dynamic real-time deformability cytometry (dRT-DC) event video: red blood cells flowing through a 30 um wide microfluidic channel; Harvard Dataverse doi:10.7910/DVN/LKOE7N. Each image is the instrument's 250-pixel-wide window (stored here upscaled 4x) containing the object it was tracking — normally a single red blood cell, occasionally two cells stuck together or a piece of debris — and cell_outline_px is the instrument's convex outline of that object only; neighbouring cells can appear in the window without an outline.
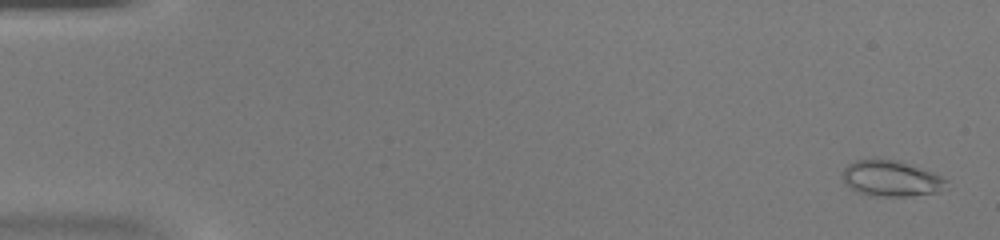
{"species": "common noctule bat (a hibernating species)", "species_latin": "Nyctalus noctula", "temperature_condition": "warm", "stored_images_in_passage": 47, "camera_frame_rate_fps": 3000, "um_per_image_px": 0.085, "animal": {"sex": "female", "body_mass_g": 20.0, "forearm_length_mm": 54.0}, "frame": {"image": 1, "passage_image": 2, "time_ms": 0.333, "image_size_px": [1000, 240], "cell_outline_px": [[948, 180], [940, 192], [908, 196], [876, 196], [860, 192], [844, 184], [844, 168], [848, 164], [856, 160], [880, 156], [900, 160], [932, 172]], "centroid_in_image_um": [75.74, 15.12], "position_along_channel_um": 9.3, "area_um2": 21.96}}
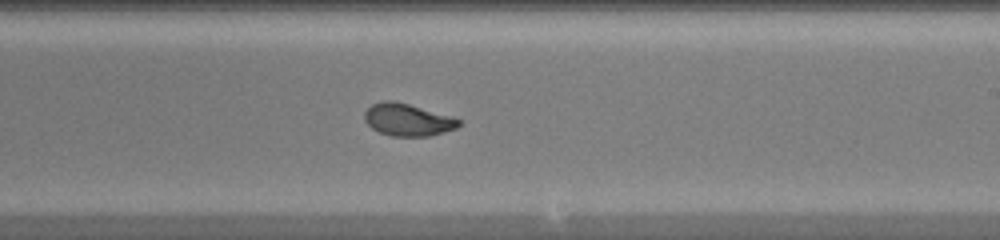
{"frame": {"image": 2, "passage_image": 29, "time_ms": 9.333, "image_size_px": [1000, 240], "cell_outline_px": [[460, 124], [456, 128], [428, 136], [392, 136], [380, 132], [372, 128], [364, 120], [364, 112], [372, 104], [384, 100], [392, 100], [408, 104], [448, 116], [460, 120]], "centroid_in_image_um": [34.59, 10.18], "position_along_channel_um": 254.4, "area_um2": 17.34}}
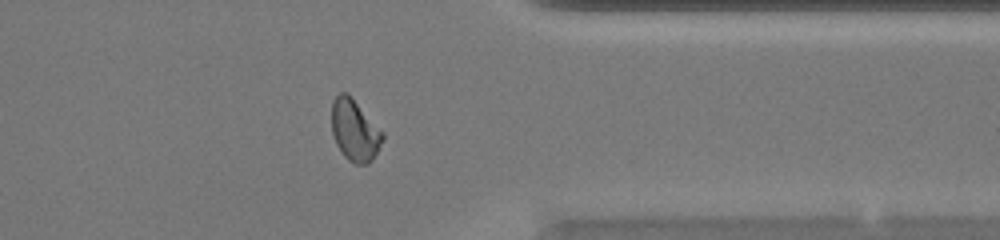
{"frame": {"image": 3, "passage_image": 38, "time_ms": 12.333, "image_size_px": [1000, 240], "cell_outline_px": [[384, 136], [372, 160], [368, 164], [356, 164], [348, 160], [344, 156], [336, 144], [332, 132], [332, 100], [340, 92], [348, 92], [384, 132]], "centroid_in_image_um": [30.14, 11.05], "position_along_channel_um": 381.3, "area_um2": 18.32}}